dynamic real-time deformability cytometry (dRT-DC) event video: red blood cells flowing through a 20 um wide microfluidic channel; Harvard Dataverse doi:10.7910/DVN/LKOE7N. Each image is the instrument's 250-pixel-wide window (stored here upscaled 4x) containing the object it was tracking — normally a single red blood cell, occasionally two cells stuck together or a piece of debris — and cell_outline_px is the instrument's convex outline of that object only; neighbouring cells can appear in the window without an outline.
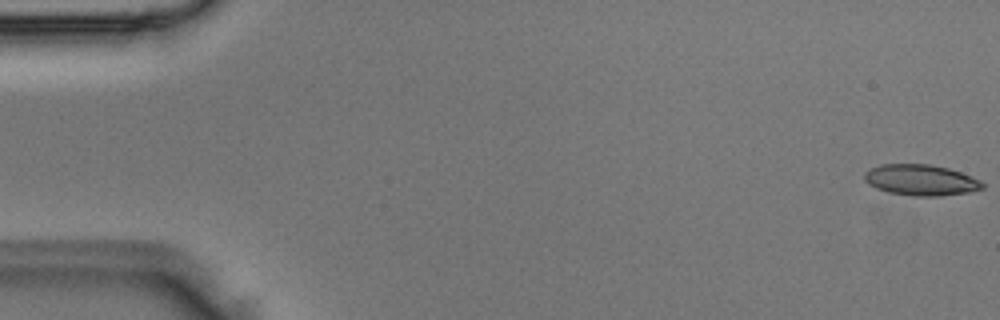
{"species": "Egyptian fruit bat (a non-hibernating species)", "species_latin": "Rousettus aegyptiacus", "temperature_condition": "room temperature", "stored_images_in_passage": 5, "camera_frame_rate_fps": 3000, "um_per_image_px": 0.085, "animal": {"sex": "male"}, "frame": {"image": 1, "passage_image": 1, "time_ms": 0.0, "image_size_px": [1000, 320], "cell_outline_px": [[984, 188], [972, 192], [940, 196], [912, 196], [888, 192], [876, 188], [868, 184], [864, 180], [864, 172], [880, 164], [928, 164], [948, 168], [960, 172], [980, 180], [984, 184]], "centroid_in_image_um": [78.27, 15.31], "position_along_channel_um": 6.7, "area_um2": 21.39}}
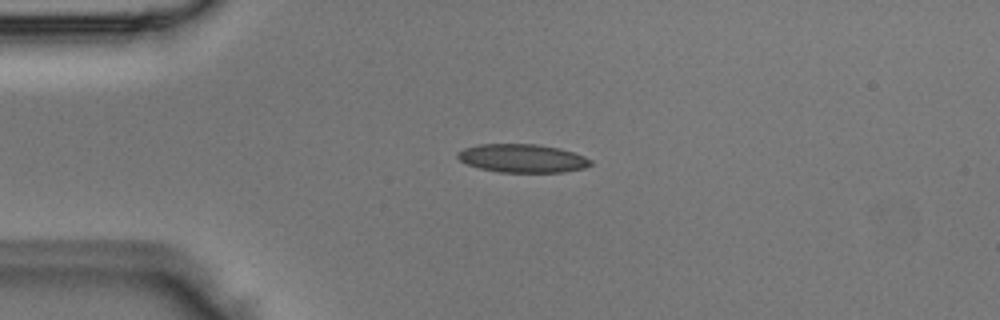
{"frame": {"image": 2, "passage_image": 4, "time_ms": 1.0, "image_size_px": [1000, 320], "cell_outline_px": [[592, 164], [584, 168], [564, 172], [500, 172], [480, 168], [468, 164], [460, 160], [456, 156], [456, 152], [464, 148], [480, 144], [536, 144], [560, 148], [584, 156], [592, 160]], "centroid_in_image_um": [44.4, 13.45], "position_along_channel_um": 40.6, "area_um2": 21.96}}